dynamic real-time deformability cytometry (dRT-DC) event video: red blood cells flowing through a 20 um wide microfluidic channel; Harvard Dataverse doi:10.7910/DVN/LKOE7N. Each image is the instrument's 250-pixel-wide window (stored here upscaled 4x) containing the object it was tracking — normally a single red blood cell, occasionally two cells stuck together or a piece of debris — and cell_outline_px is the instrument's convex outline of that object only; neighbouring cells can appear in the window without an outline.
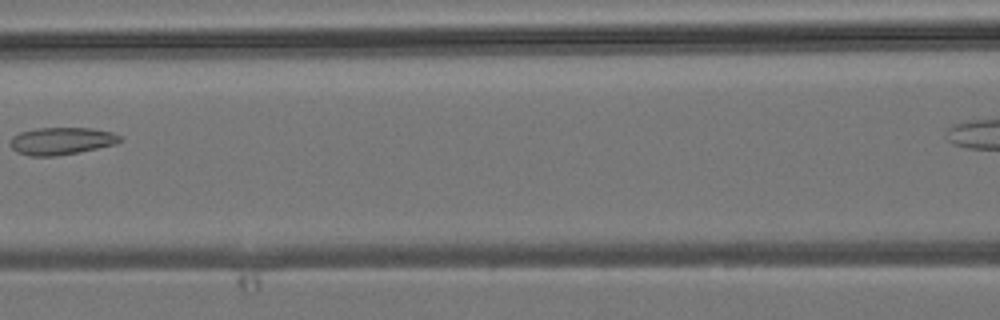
{"species": "common noctule bat (a hibernating species)", "species_latin": "Nyctalus noctula", "temperature_condition": "room temperature", "stored_images_in_passage": 5, "camera_frame_rate_fps": 3000, "um_per_image_px": 0.085, "animal": {"sex": "male", "body_mass_g": 19.2, "forearm_length_mm": 51.8}, "frame": {"image": 1, "passage_image": 5, "time_ms": 5.667, "image_size_px": [1000, 320], "cell_outline_px": [[124, 140], [116, 144], [56, 156], [28, 156], [16, 152], [12, 148], [12, 136], [20, 132], [36, 128], [92, 128], [112, 132], [124, 136]], "centroid_in_image_um": [5.26, 11.97], "position_along_channel_um": 161.3, "area_um2": 17.51}}